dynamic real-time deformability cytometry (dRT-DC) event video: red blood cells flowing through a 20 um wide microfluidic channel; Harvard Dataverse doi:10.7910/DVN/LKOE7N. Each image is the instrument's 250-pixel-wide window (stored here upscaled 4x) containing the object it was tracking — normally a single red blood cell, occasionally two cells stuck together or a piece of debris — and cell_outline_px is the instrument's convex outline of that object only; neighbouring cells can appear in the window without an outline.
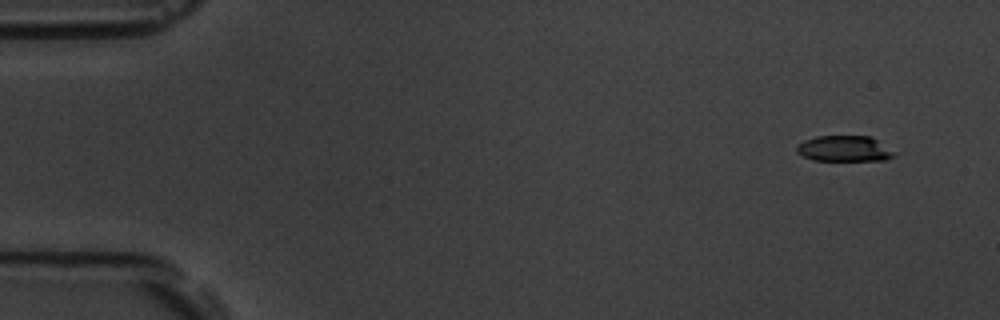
{"species": "common noctule bat (a hibernating species)", "species_latin": "Nyctalus noctula", "temperature_condition": "room temperature", "stored_images_in_passage": 7, "segment_of_instrument_passage": [2, 2], "camera_frame_rate_fps": 3000, "um_per_image_px": 0.085, "animal": {"sex": "male", "body_mass_g": 19.5, "forearm_length_mm": 54.6}, "frame": {"image": 1, "passage_image": 7, "time_ms": 7.0, "image_size_px": [1000, 320], "cell_outline_px": [[896, 156], [888, 160], [812, 160], [796, 152], [796, 148], [804, 140], [816, 136], [872, 136], [896, 152]], "centroid_in_image_um": [71.82, 12.63], "position_along_channel_um": 13.2, "area_um2": 14.74}}